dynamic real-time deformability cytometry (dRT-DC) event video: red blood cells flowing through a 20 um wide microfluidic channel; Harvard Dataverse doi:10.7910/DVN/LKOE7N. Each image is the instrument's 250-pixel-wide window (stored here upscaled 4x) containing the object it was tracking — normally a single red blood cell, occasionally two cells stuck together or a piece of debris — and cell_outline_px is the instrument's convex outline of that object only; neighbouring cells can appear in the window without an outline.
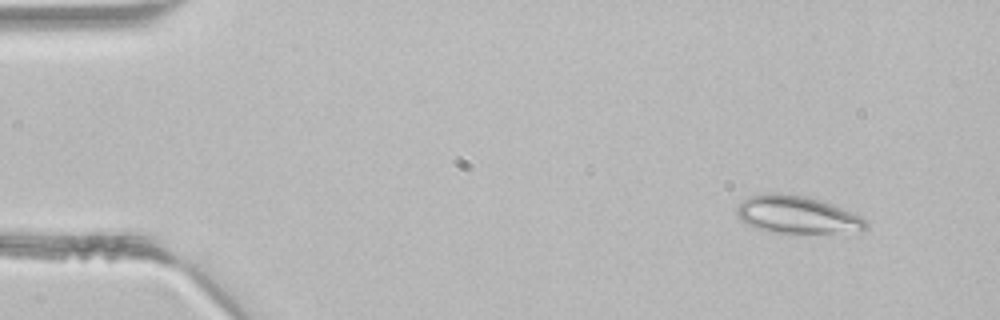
{"species": "common noctule bat (a hibernating species)", "species_latin": "Nyctalus noctula", "temperature_condition": "room temperature", "stored_images_in_passage": 3, "camera_frame_rate_fps": 3000, "um_per_image_px": 0.085, "animal": {"sex": "male", "body_mass_g": 21.5, "forearm_length_mm": 52.0}, "frame": {"image": 1, "passage_image": 1, "time_ms": 0.0, "image_size_px": [1000, 320], "cell_outline_px": [[868, 228], [864, 232], [772, 232], [756, 228], [740, 220], [736, 216], [736, 208], [740, 200], [748, 196], [764, 192], [780, 192], [804, 196], [820, 200], [832, 204], [860, 216], [868, 220]], "centroid_in_image_um": [67.73, 18.23], "position_along_channel_um": 17.3, "area_um2": 28.55}}